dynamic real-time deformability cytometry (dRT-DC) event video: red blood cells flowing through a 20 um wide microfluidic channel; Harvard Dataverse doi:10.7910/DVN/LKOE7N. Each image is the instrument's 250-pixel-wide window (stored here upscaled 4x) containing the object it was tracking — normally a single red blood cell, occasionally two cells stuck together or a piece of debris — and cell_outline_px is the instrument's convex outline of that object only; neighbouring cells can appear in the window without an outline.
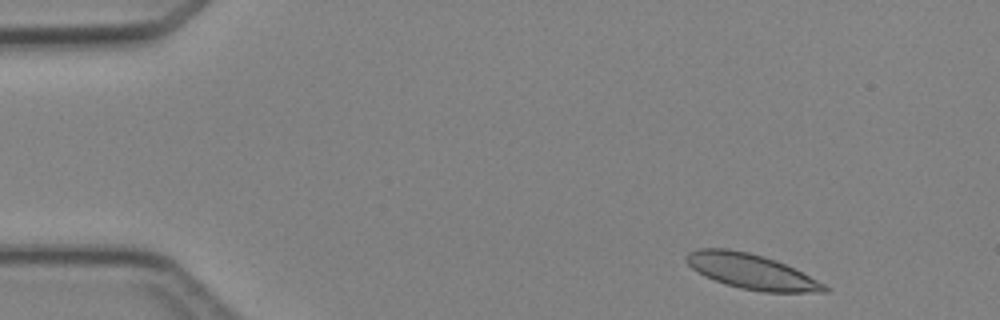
{"species": "Egyptian fruit bat (a non-hibernating species)", "species_latin": "Rousettus aegyptiacus", "temperature_condition": "cold", "stored_images_in_passage": 4, "camera_frame_rate_fps": 3000, "um_per_image_px": 0.085, "animal": {"sex": "female"}, "frame": {"image": 1, "passage_image": 1, "time_ms": 0.0, "image_size_px": [1000, 320], "cell_outline_px": [[832, 288], [828, 292], [764, 292], [740, 288], [724, 284], [704, 276], [696, 272], [684, 260], [684, 256], [688, 252], [700, 248], [728, 248], [748, 252], [764, 256], [776, 260]], "centroid_in_image_um": [63.81, 23.07], "position_along_channel_um": 21.2, "area_um2": 28.21}}